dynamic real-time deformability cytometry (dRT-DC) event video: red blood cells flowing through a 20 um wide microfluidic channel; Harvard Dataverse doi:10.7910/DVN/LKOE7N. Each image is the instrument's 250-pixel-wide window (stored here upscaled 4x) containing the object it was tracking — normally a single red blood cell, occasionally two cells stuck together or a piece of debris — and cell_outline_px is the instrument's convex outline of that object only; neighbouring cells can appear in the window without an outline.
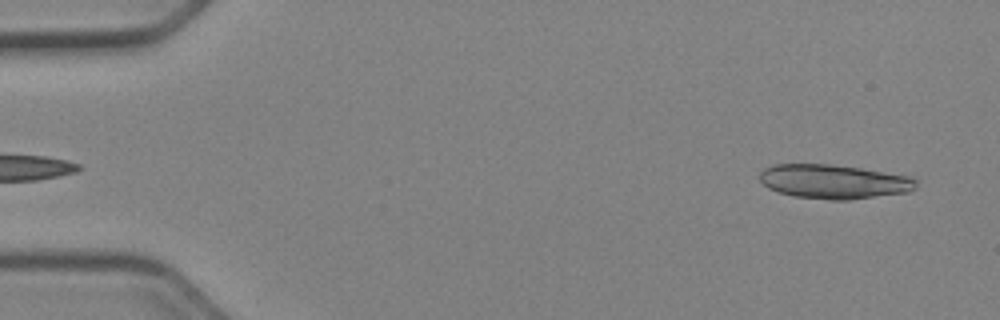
{"species": "Egyptian fruit bat (a non-hibernating species)", "species_latin": "Rousettus aegyptiacus", "temperature_condition": "cold", "stored_images_in_passage": 49, "segment_of_instrument_passage": [1, 2], "camera_frame_rate_fps": 3000, "um_per_image_px": 0.085, "animal": {"sex": "female"}, "frame": {"image": 1, "passage_image": 2, "time_ms": 0.333, "image_size_px": [1000, 320], "cell_outline_px": [[916, 188], [908, 192], [848, 200], [828, 200], [792, 196], [768, 188], [760, 180], [760, 172], [764, 168], [772, 164], [832, 164], [860, 168], [908, 176], [916, 180]], "centroid_in_image_um": [70.84, 15.44], "position_along_channel_um": 14.2, "area_um2": 31.15}}